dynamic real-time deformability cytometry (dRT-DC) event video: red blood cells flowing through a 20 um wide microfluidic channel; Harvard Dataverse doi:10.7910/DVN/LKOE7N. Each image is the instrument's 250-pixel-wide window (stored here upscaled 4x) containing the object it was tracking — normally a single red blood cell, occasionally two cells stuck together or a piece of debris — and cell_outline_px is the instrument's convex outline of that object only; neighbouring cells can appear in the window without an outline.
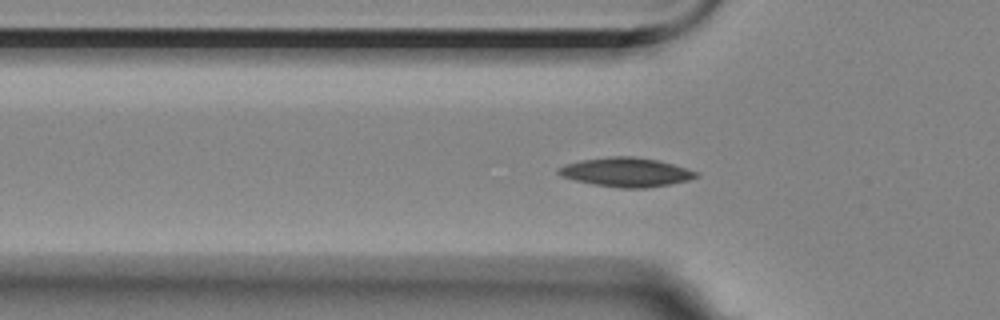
{"species": "Egyptian fruit bat (a non-hibernating species)", "species_latin": "Rousettus aegyptiacus", "temperature_condition": "room temperature", "stored_images_in_passage": 43, "camera_frame_rate_fps": 3000, "um_per_image_px": 0.085, "animal": {"sex": "female"}, "frame": {"image": 1, "passage_image": 3, "time_ms": 0.667, "image_size_px": [1000, 320], "cell_outline_px": [[700, 176], [688, 180], [672, 184], [648, 188], [620, 188], [592, 184], [560, 176], [556, 172], [556, 168], [564, 164], [580, 160], [612, 156], [632, 156], [660, 160], [700, 172]], "centroid_in_image_um": [53.23, 14.63], "position_along_channel_um": 72.6, "area_um2": 23.7}}
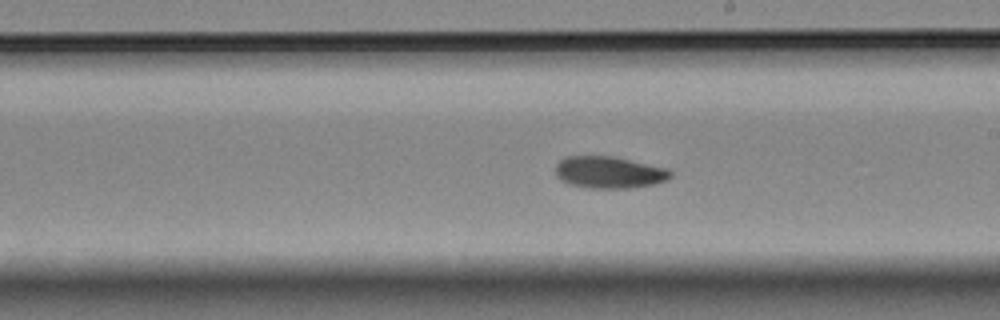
{"frame": {"image": 2, "passage_image": 17, "time_ms": 5.333, "image_size_px": [1000, 320], "cell_outline_px": [[672, 176], [664, 180], [652, 184], [628, 188], [588, 188], [568, 184], [560, 180], [556, 176], [556, 164], [560, 160], [568, 156], [612, 156], [668, 168], [672, 172]], "centroid_in_image_um": [51.74, 14.65], "position_along_channel_um": 237.3, "area_um2": 21.33}}
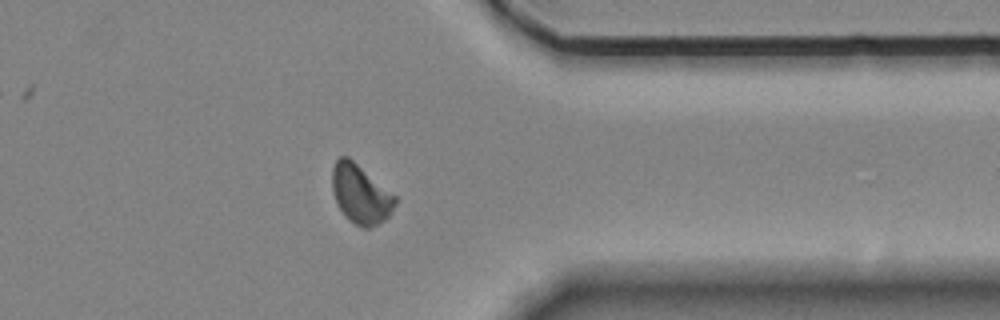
{"frame": {"image": 3, "passage_image": 30, "time_ms": 9.667, "image_size_px": [1000, 320], "cell_outline_px": [[396, 204], [388, 216], [384, 220], [368, 228], [364, 228], [348, 220], [344, 216], [336, 200], [332, 188], [332, 168], [336, 160], [340, 156], [348, 156], [396, 196]], "centroid_in_image_um": [30.63, 16.49], "position_along_channel_um": 380.8, "area_um2": 21.39}, "authors_computed_cell_mechanics": {"area_um2": 21.1548, "velocity_mm_per_s": 3.5108, "shape_relaxation_time_tau1_ms": 5.2226, "shape_relaxation_time_tau2_ms": null, "deformation_change_tau1": 0.1108, "deformation_change_tau2": null}}